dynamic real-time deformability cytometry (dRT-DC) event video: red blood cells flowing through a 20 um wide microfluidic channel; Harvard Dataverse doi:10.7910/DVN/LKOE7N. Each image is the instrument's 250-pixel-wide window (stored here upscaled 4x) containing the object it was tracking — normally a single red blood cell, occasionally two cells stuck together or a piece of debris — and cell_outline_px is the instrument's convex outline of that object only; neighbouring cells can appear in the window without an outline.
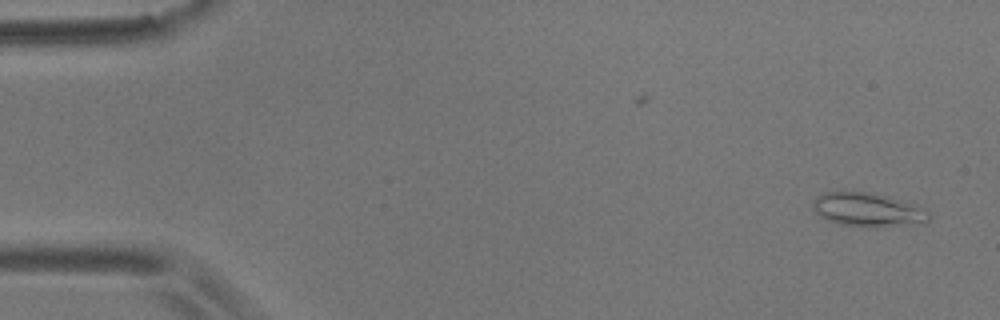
{"species": "common noctule bat (a hibernating species)", "species_latin": "Nyctalus noctula", "temperature_condition": "room temperature", "stored_images_in_passage": 2, "camera_frame_rate_fps": 3000, "um_per_image_px": 0.085, "animal": {"sex": "male", "body_mass_g": 17.9}, "frame": {"image": 1, "passage_image": 2, "time_ms": 0.333, "image_size_px": [1000, 320], "cell_outline_px": [[932, 216], [924, 224], [876, 228], [864, 228], [840, 224], [828, 220], [820, 216], [812, 208], [812, 200], [816, 196], [824, 192], [872, 192], [888, 196], [916, 204], [924, 208]], "centroid_in_image_um": [73.81, 17.85], "position_along_channel_um": 11.2, "area_um2": 23.58}}